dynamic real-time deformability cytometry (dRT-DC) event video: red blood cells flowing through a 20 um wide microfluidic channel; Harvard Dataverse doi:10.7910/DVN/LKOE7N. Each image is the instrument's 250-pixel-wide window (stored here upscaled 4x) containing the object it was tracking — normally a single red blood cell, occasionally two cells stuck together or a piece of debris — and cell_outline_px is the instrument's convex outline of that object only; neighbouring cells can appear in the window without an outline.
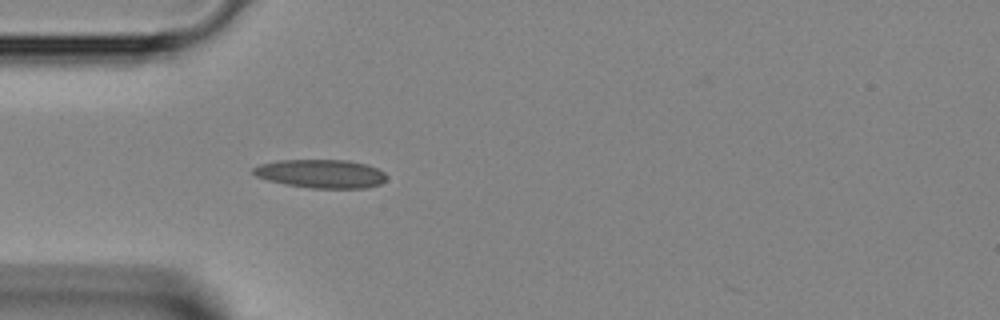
{"species": "Egyptian fruit bat (a non-hibernating species)", "species_latin": "Rousettus aegyptiacus", "temperature_condition": "room temperature", "stored_images_in_passage": 4, "camera_frame_rate_fps": 3000, "um_per_image_px": 0.085, "animal": {"sex": "female"}, "frame": {"image": 1, "passage_image": 3, "time_ms": 0.667, "image_size_px": [1000, 320], "cell_outline_px": [[388, 176], [380, 184], [368, 188], [312, 188], [288, 184], [268, 180], [256, 176], [252, 172], [252, 168], [260, 164], [280, 160], [348, 160], [368, 164], [384, 172]], "centroid_in_image_um": [27.31, 14.76], "position_along_channel_um": 57.7, "area_um2": 22.14}}